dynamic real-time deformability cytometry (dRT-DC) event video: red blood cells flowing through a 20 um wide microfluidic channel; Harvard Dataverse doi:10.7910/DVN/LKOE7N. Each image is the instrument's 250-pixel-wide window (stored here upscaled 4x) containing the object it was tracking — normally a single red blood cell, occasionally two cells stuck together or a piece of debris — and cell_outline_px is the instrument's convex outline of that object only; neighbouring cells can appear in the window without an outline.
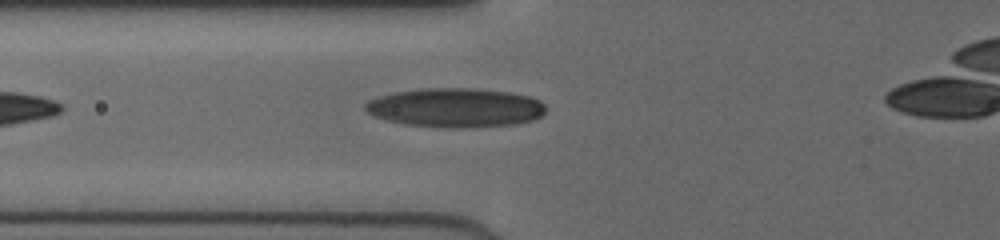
{"species": "human", "species_latin": "Homo sapiens", "temperature_condition": "cold", "stored_images_in_passage": 21, "camera_frame_rate_fps": 3000, "um_per_image_px": 0.085, "donor": {"sex": "female"}, "frame": {"image": 1, "passage_image": 2, "time_ms": 0.333, "image_size_px": [1000, 240], "cell_outline_px": [[544, 112], [540, 116], [532, 120], [516, 124], [472, 128], [444, 128], [408, 124], [388, 120], [376, 116], [368, 112], [364, 108], [364, 104], [368, 100], [380, 96], [396, 92], [420, 88], [476, 88], [508, 92], [528, 96], [540, 100], [544, 104]], "centroid_in_image_um": [38.73, 9.15], "position_along_channel_um": 87.1, "area_um2": 41.21}}
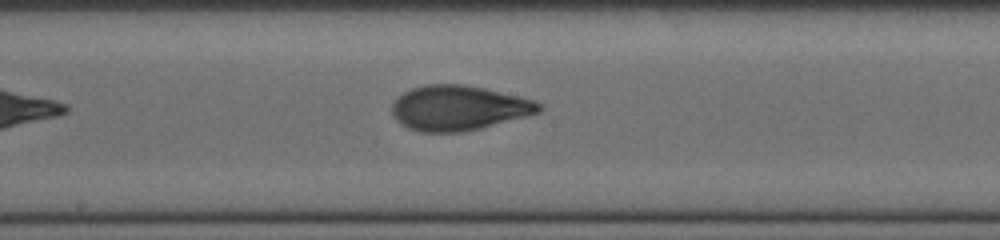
{"frame": {"image": 2, "passage_image": 11, "time_ms": 3.333, "image_size_px": [1000, 240], "cell_outline_px": [[544, 108], [540, 112], [480, 128], [460, 132], [420, 132], [408, 128], [400, 124], [392, 116], [392, 104], [404, 92], [412, 88], [428, 84], [464, 84], [484, 88], [520, 96], [536, 100]], "centroid_in_image_um": [38.98, 9.17], "position_along_channel_um": 209.2, "area_um2": 38.44}}
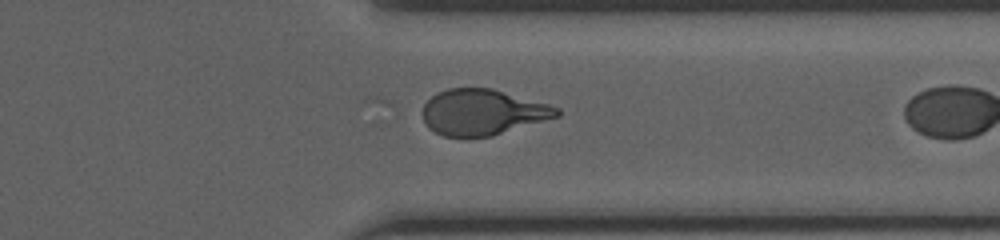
{"frame": {"image": 3, "passage_image": 20, "time_ms": 6.333, "image_size_px": [1000, 240], "cell_outline_px": [[560, 116], [492, 136], [444, 136], [436, 132], [424, 120], [424, 104], [436, 92], [448, 88], [492, 88], [548, 104], [560, 108]], "centroid_in_image_um": [41.06, 9.52], "position_along_channel_um": 370.3, "area_um2": 35.43}}